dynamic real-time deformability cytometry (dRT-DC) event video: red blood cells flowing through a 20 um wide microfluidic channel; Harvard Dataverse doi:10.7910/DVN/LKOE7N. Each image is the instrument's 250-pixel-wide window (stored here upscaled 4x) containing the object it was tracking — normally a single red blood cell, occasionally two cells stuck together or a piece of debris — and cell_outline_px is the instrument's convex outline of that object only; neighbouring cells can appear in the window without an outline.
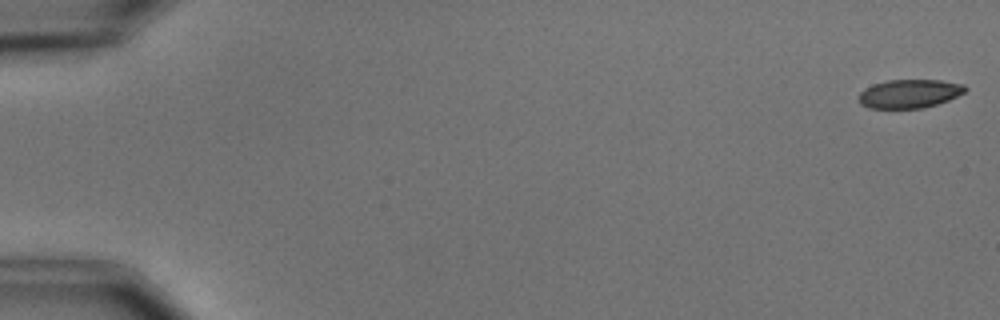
{"species": "common noctule bat (a hibernating species)", "species_latin": "Nyctalus noctula", "temperature_condition": "cold", "stored_images_in_passage": 10, "camera_frame_rate_fps": 3000, "um_per_image_px": 0.085, "animal": {"sex": "male", "body_mass_g": 15.6}, "frame": {"image": 1, "passage_image": 1, "time_ms": 0.0, "image_size_px": [1000, 320], "cell_outline_px": [[968, 88], [964, 92], [948, 100], [924, 108], [868, 108], [860, 104], [856, 96], [864, 88], [872, 84], [888, 80], [940, 80], [964, 84]], "centroid_in_image_um": [77.25, 7.96], "position_along_channel_um": 7.7, "area_um2": 17.92}}
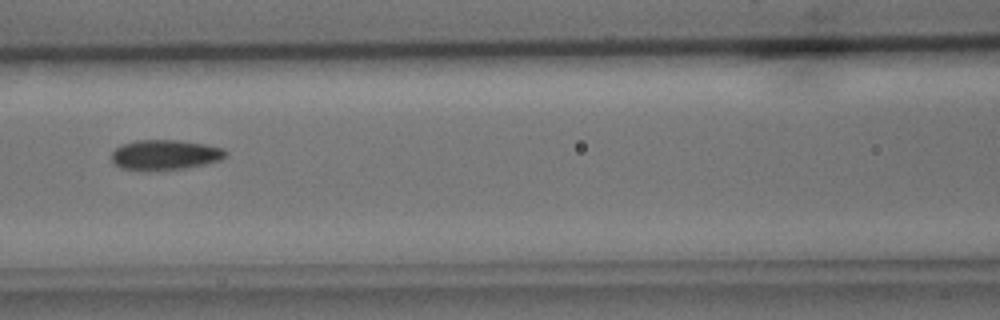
{"frame": {"image": 2, "passage_image": 7, "time_ms": 8.0, "image_size_px": [1000, 320], "cell_outline_px": [[228, 152], [220, 160], [204, 164], [184, 168], [120, 168], [112, 160], [112, 152], [116, 148], [124, 144], [136, 140], [176, 140], [204, 144], [224, 148]], "centroid_in_image_um": [14.06, 13.12], "position_along_channel_um": 152.5, "area_um2": 19.19}}
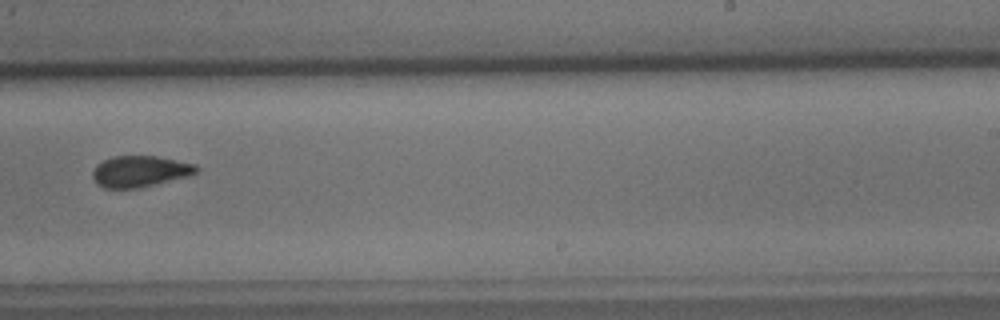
{"frame": {"image": 3, "passage_image": 10, "time_ms": 11.333, "image_size_px": [1000, 320], "cell_outline_px": [[200, 168], [196, 172], [188, 176], [140, 188], [104, 188], [96, 184], [92, 176], [92, 172], [96, 164], [112, 156], [156, 156], [196, 164]], "centroid_in_image_um": [11.87, 14.57], "position_along_channel_um": 277.1, "area_um2": 18.96}}